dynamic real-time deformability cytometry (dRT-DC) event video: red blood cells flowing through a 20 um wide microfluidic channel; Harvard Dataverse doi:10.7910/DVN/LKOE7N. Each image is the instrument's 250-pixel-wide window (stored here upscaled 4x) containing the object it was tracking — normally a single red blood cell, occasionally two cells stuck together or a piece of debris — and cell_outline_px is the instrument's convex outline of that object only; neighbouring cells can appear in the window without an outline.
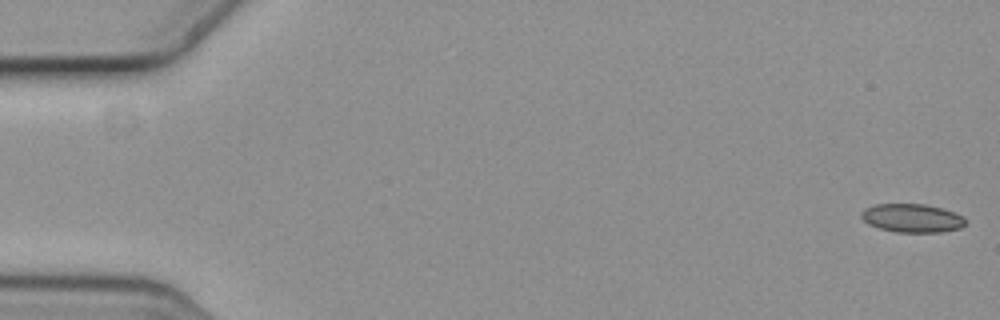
{"species": "common noctule bat (a hibernating species)", "species_latin": "Nyctalus noctula", "temperature_condition": "cold", "stored_images_in_passage": 15, "camera_frame_rate_fps": 3000, "um_per_image_px": 0.085, "animal": {"sex": "female", "body_mass_g": 19.3, "forearm_length_mm": 54.1}, "frame": {"image": 1, "passage_image": 1, "time_ms": 0.0, "image_size_px": [1000, 320], "cell_outline_px": [[964, 224], [960, 228], [940, 232], [896, 232], [880, 228], [868, 224], [860, 216], [860, 212], [864, 208], [876, 204], [924, 204], [940, 208], [964, 216]], "centroid_in_image_um": [77.48, 18.53], "position_along_channel_um": 7.5, "area_um2": 17.17}}
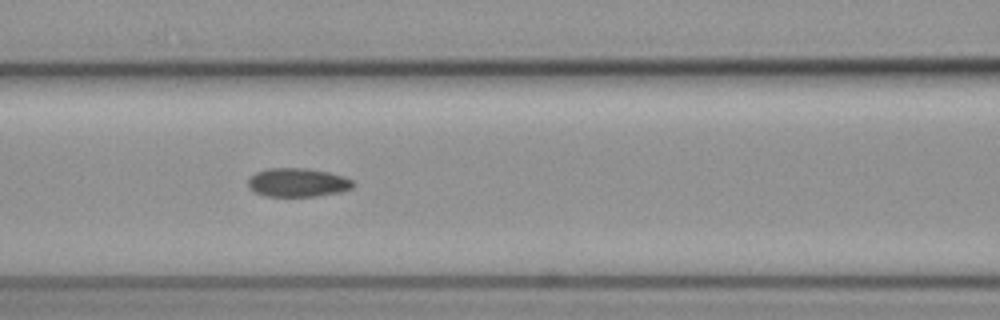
{"frame": {"image": 2, "passage_image": 7, "time_ms": 2.0, "image_size_px": [1000, 320], "cell_outline_px": [[356, 184], [352, 188], [344, 192], [316, 196], [264, 196], [256, 192], [248, 184], [248, 180], [256, 172], [268, 168], [308, 168], [328, 172], [344, 176], [352, 180]], "centroid_in_image_um": [25.37, 15.51], "position_along_channel_um": 141.2, "area_um2": 17.63}}
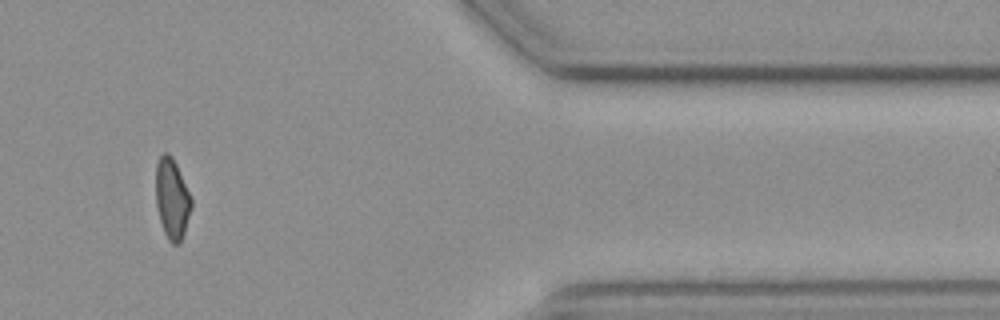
{"frame": {"image": 3, "passage_image": 13, "time_ms": 4.0, "image_size_px": [1000, 320], "cell_outline_px": [[192, 208], [184, 232], [180, 240], [176, 244], [172, 244], [168, 240], [164, 232], [160, 220], [156, 204], [156, 164], [160, 156], [164, 152], [168, 152], [172, 156], [176, 164], [192, 200]], "centroid_in_image_um": [14.61, 16.88], "position_along_channel_um": 396.8, "area_um2": 16.47}}